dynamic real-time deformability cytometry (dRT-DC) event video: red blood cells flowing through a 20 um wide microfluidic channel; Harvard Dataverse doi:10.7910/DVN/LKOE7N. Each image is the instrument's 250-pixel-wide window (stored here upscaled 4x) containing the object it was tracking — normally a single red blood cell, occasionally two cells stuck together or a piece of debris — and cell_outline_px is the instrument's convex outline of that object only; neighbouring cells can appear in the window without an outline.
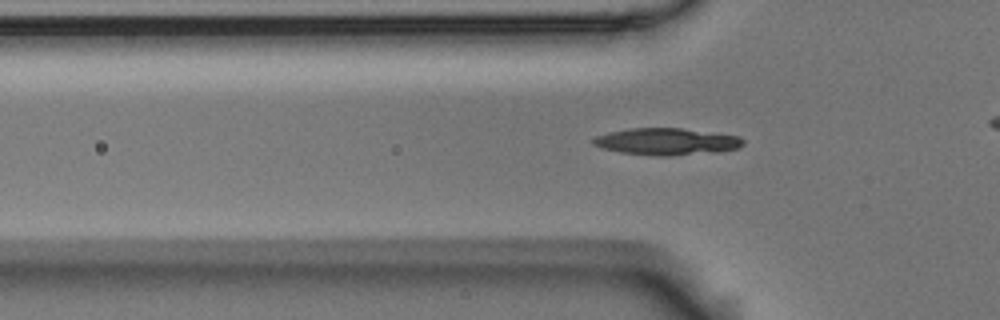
{"species": "Egyptian fruit bat (a non-hibernating species)", "species_latin": "Rousettus aegyptiacus", "temperature_condition": "room temperature", "stored_images_in_passage": 40, "camera_frame_rate_fps": 3000, "um_per_image_px": 0.085, "animal": {"sex": "male"}, "frame": {"image": 1, "passage_image": 12, "time_ms": 3.667, "image_size_px": [1000, 320], "cell_outline_px": [[744, 144], [736, 148], [716, 152], [672, 156], [656, 156], [620, 152], [600, 148], [592, 144], [592, 140], [596, 136], [628, 128], [680, 128], [740, 136], [744, 140]], "centroid_in_image_um": [56.65, 12.04], "position_along_channel_um": 69.2, "area_um2": 23.47}}
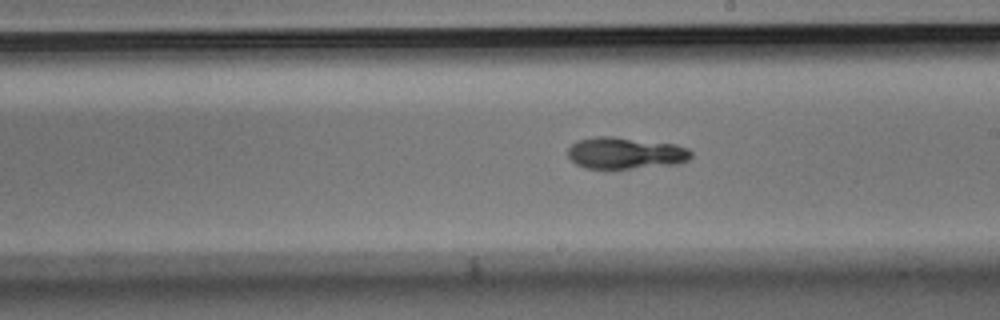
{"frame": {"image": 2, "passage_image": 26, "time_ms": 8.333, "image_size_px": [1000, 320], "cell_outline_px": [[692, 156], [688, 160], [680, 164], [604, 172], [584, 168], [576, 164], [568, 156], [568, 148], [576, 140], [596, 136], [612, 136], [676, 144], [688, 148], [692, 152]], "centroid_in_image_um": [53.14, 13.06], "position_along_channel_um": 235.9, "area_um2": 23.87}}
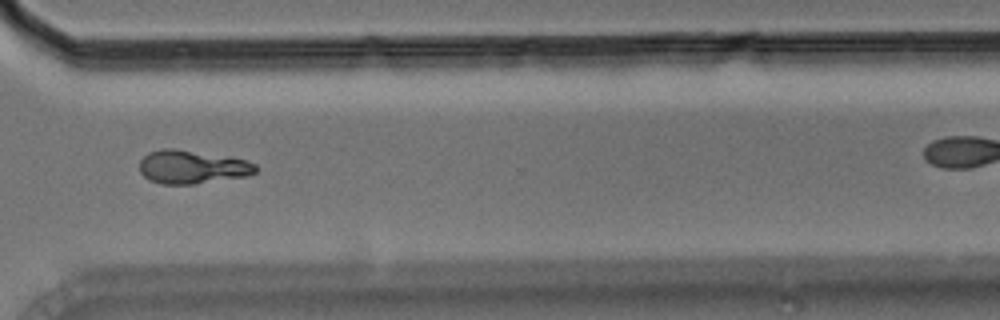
{"frame": {"image": 3, "passage_image": 36, "time_ms": 11.667, "image_size_px": [1000, 320], "cell_outline_px": [[260, 168], [256, 172], [248, 176], [192, 184], [160, 184], [148, 180], [140, 172], [140, 160], [148, 152], [160, 148], [176, 148], [232, 156], [256, 164]], "centroid_in_image_um": [16.34, 14.17], "position_along_channel_um": 354.3, "area_um2": 23.12}}